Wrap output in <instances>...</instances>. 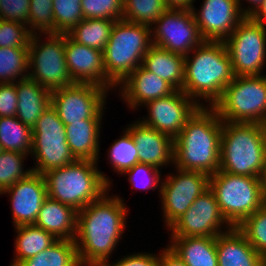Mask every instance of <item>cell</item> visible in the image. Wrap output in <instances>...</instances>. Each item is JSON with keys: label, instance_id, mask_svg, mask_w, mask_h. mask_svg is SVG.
<instances>
[{"label": "cell", "instance_id": "obj_24", "mask_svg": "<svg viewBox=\"0 0 266 266\" xmlns=\"http://www.w3.org/2000/svg\"><path fill=\"white\" fill-rule=\"evenodd\" d=\"M15 83L18 97L16 118L32 128L40 115L51 105V91L30 77Z\"/></svg>", "mask_w": 266, "mask_h": 266}, {"label": "cell", "instance_id": "obj_26", "mask_svg": "<svg viewBox=\"0 0 266 266\" xmlns=\"http://www.w3.org/2000/svg\"><path fill=\"white\" fill-rule=\"evenodd\" d=\"M146 70L166 80L176 90L183 89L185 56L152 45L141 64Z\"/></svg>", "mask_w": 266, "mask_h": 266}, {"label": "cell", "instance_id": "obj_5", "mask_svg": "<svg viewBox=\"0 0 266 266\" xmlns=\"http://www.w3.org/2000/svg\"><path fill=\"white\" fill-rule=\"evenodd\" d=\"M219 170L259 177L266 157V125L223 122Z\"/></svg>", "mask_w": 266, "mask_h": 266}, {"label": "cell", "instance_id": "obj_45", "mask_svg": "<svg viewBox=\"0 0 266 266\" xmlns=\"http://www.w3.org/2000/svg\"><path fill=\"white\" fill-rule=\"evenodd\" d=\"M159 266H187L184 261L169 247L159 255Z\"/></svg>", "mask_w": 266, "mask_h": 266}, {"label": "cell", "instance_id": "obj_7", "mask_svg": "<svg viewBox=\"0 0 266 266\" xmlns=\"http://www.w3.org/2000/svg\"><path fill=\"white\" fill-rule=\"evenodd\" d=\"M212 107L223 122L266 125V76H235Z\"/></svg>", "mask_w": 266, "mask_h": 266}, {"label": "cell", "instance_id": "obj_20", "mask_svg": "<svg viewBox=\"0 0 266 266\" xmlns=\"http://www.w3.org/2000/svg\"><path fill=\"white\" fill-rule=\"evenodd\" d=\"M132 136L138 151L139 163L157 168L173 163L174 140L140 121L126 129Z\"/></svg>", "mask_w": 266, "mask_h": 266}, {"label": "cell", "instance_id": "obj_21", "mask_svg": "<svg viewBox=\"0 0 266 266\" xmlns=\"http://www.w3.org/2000/svg\"><path fill=\"white\" fill-rule=\"evenodd\" d=\"M121 84V96L132 109L151 100L172 94L176 89L166 80L142 65L137 67ZM124 88V89H123ZM138 105V106H137Z\"/></svg>", "mask_w": 266, "mask_h": 266}, {"label": "cell", "instance_id": "obj_41", "mask_svg": "<svg viewBox=\"0 0 266 266\" xmlns=\"http://www.w3.org/2000/svg\"><path fill=\"white\" fill-rule=\"evenodd\" d=\"M129 175V181L133 185V188L135 189H142V190H148V189H157V186L160 182V171L157 167L149 164L144 163H137L134 165L131 169H128L123 174ZM144 174V175H143ZM141 176V177H140ZM146 177L145 180L142 177ZM145 181H142V180ZM140 180V182L138 181ZM146 182V183H145Z\"/></svg>", "mask_w": 266, "mask_h": 266}, {"label": "cell", "instance_id": "obj_29", "mask_svg": "<svg viewBox=\"0 0 266 266\" xmlns=\"http://www.w3.org/2000/svg\"><path fill=\"white\" fill-rule=\"evenodd\" d=\"M115 20L83 19L67 35L75 42L104 51Z\"/></svg>", "mask_w": 266, "mask_h": 266}, {"label": "cell", "instance_id": "obj_23", "mask_svg": "<svg viewBox=\"0 0 266 266\" xmlns=\"http://www.w3.org/2000/svg\"><path fill=\"white\" fill-rule=\"evenodd\" d=\"M76 223V210L47 197L39 210L34 225L51 233L57 239L74 240Z\"/></svg>", "mask_w": 266, "mask_h": 266}, {"label": "cell", "instance_id": "obj_11", "mask_svg": "<svg viewBox=\"0 0 266 266\" xmlns=\"http://www.w3.org/2000/svg\"><path fill=\"white\" fill-rule=\"evenodd\" d=\"M224 42L235 76L262 75L266 58L265 25L245 17Z\"/></svg>", "mask_w": 266, "mask_h": 266}, {"label": "cell", "instance_id": "obj_42", "mask_svg": "<svg viewBox=\"0 0 266 266\" xmlns=\"http://www.w3.org/2000/svg\"><path fill=\"white\" fill-rule=\"evenodd\" d=\"M30 0H0V19L28 24Z\"/></svg>", "mask_w": 266, "mask_h": 266}, {"label": "cell", "instance_id": "obj_46", "mask_svg": "<svg viewBox=\"0 0 266 266\" xmlns=\"http://www.w3.org/2000/svg\"><path fill=\"white\" fill-rule=\"evenodd\" d=\"M168 8L174 9H193L194 0H164Z\"/></svg>", "mask_w": 266, "mask_h": 266}, {"label": "cell", "instance_id": "obj_22", "mask_svg": "<svg viewBox=\"0 0 266 266\" xmlns=\"http://www.w3.org/2000/svg\"><path fill=\"white\" fill-rule=\"evenodd\" d=\"M218 266H263V257L237 229L216 236Z\"/></svg>", "mask_w": 266, "mask_h": 266}, {"label": "cell", "instance_id": "obj_37", "mask_svg": "<svg viewBox=\"0 0 266 266\" xmlns=\"http://www.w3.org/2000/svg\"><path fill=\"white\" fill-rule=\"evenodd\" d=\"M55 33L67 34L84 19L81 0H53Z\"/></svg>", "mask_w": 266, "mask_h": 266}, {"label": "cell", "instance_id": "obj_31", "mask_svg": "<svg viewBox=\"0 0 266 266\" xmlns=\"http://www.w3.org/2000/svg\"><path fill=\"white\" fill-rule=\"evenodd\" d=\"M32 128L23 124L16 116L0 117V150L31 153Z\"/></svg>", "mask_w": 266, "mask_h": 266}, {"label": "cell", "instance_id": "obj_43", "mask_svg": "<svg viewBox=\"0 0 266 266\" xmlns=\"http://www.w3.org/2000/svg\"><path fill=\"white\" fill-rule=\"evenodd\" d=\"M18 97L15 83L0 84V117L16 116Z\"/></svg>", "mask_w": 266, "mask_h": 266}, {"label": "cell", "instance_id": "obj_47", "mask_svg": "<svg viewBox=\"0 0 266 266\" xmlns=\"http://www.w3.org/2000/svg\"><path fill=\"white\" fill-rule=\"evenodd\" d=\"M250 17L254 21L265 25L264 21L266 20V0H263L261 6Z\"/></svg>", "mask_w": 266, "mask_h": 266}, {"label": "cell", "instance_id": "obj_49", "mask_svg": "<svg viewBox=\"0 0 266 266\" xmlns=\"http://www.w3.org/2000/svg\"><path fill=\"white\" fill-rule=\"evenodd\" d=\"M259 178H260V185H261L263 200L266 204V157H265L264 166H263V169H262V172Z\"/></svg>", "mask_w": 266, "mask_h": 266}, {"label": "cell", "instance_id": "obj_6", "mask_svg": "<svg viewBox=\"0 0 266 266\" xmlns=\"http://www.w3.org/2000/svg\"><path fill=\"white\" fill-rule=\"evenodd\" d=\"M152 28L125 19L115 21L103 51L107 79L114 85L122 83L137 67L151 48Z\"/></svg>", "mask_w": 266, "mask_h": 266}, {"label": "cell", "instance_id": "obj_1", "mask_svg": "<svg viewBox=\"0 0 266 266\" xmlns=\"http://www.w3.org/2000/svg\"><path fill=\"white\" fill-rule=\"evenodd\" d=\"M106 194L77 212L74 241L81 266H105L124 233L126 206L121 198Z\"/></svg>", "mask_w": 266, "mask_h": 266}, {"label": "cell", "instance_id": "obj_12", "mask_svg": "<svg viewBox=\"0 0 266 266\" xmlns=\"http://www.w3.org/2000/svg\"><path fill=\"white\" fill-rule=\"evenodd\" d=\"M93 84L75 83L51 91V105L64 125L84 119H101L106 91Z\"/></svg>", "mask_w": 266, "mask_h": 266}, {"label": "cell", "instance_id": "obj_16", "mask_svg": "<svg viewBox=\"0 0 266 266\" xmlns=\"http://www.w3.org/2000/svg\"><path fill=\"white\" fill-rule=\"evenodd\" d=\"M191 100V101H190ZM194 101L182 90L151 100L144 105L148 107V119L140 122L170 136L173 140L180 134L186 121L203 104Z\"/></svg>", "mask_w": 266, "mask_h": 266}, {"label": "cell", "instance_id": "obj_15", "mask_svg": "<svg viewBox=\"0 0 266 266\" xmlns=\"http://www.w3.org/2000/svg\"><path fill=\"white\" fill-rule=\"evenodd\" d=\"M224 222L229 226L227 228H233L223 216L214 192L208 188L169 229L172 231L171 236L216 237L224 233L220 231Z\"/></svg>", "mask_w": 266, "mask_h": 266}, {"label": "cell", "instance_id": "obj_17", "mask_svg": "<svg viewBox=\"0 0 266 266\" xmlns=\"http://www.w3.org/2000/svg\"><path fill=\"white\" fill-rule=\"evenodd\" d=\"M200 9L192 11L204 41L224 42L245 18L238 0H204Z\"/></svg>", "mask_w": 266, "mask_h": 266}, {"label": "cell", "instance_id": "obj_40", "mask_svg": "<svg viewBox=\"0 0 266 266\" xmlns=\"http://www.w3.org/2000/svg\"><path fill=\"white\" fill-rule=\"evenodd\" d=\"M26 28L24 23L0 19V48L28 47L32 33Z\"/></svg>", "mask_w": 266, "mask_h": 266}, {"label": "cell", "instance_id": "obj_27", "mask_svg": "<svg viewBox=\"0 0 266 266\" xmlns=\"http://www.w3.org/2000/svg\"><path fill=\"white\" fill-rule=\"evenodd\" d=\"M173 250L187 266H218L216 237L171 236Z\"/></svg>", "mask_w": 266, "mask_h": 266}, {"label": "cell", "instance_id": "obj_3", "mask_svg": "<svg viewBox=\"0 0 266 266\" xmlns=\"http://www.w3.org/2000/svg\"><path fill=\"white\" fill-rule=\"evenodd\" d=\"M194 51L192 58L185 56L182 91L194 101L203 97L212 107L235 77L230 54L221 41H203Z\"/></svg>", "mask_w": 266, "mask_h": 266}, {"label": "cell", "instance_id": "obj_48", "mask_svg": "<svg viewBox=\"0 0 266 266\" xmlns=\"http://www.w3.org/2000/svg\"><path fill=\"white\" fill-rule=\"evenodd\" d=\"M240 1L241 0H238L239 7L241 6ZM248 1L250 2V4L252 3V5L254 6L251 5V7L253 8H249V9L246 8L245 10H243V15L245 17H250L253 13H255L263 2V0H248Z\"/></svg>", "mask_w": 266, "mask_h": 266}, {"label": "cell", "instance_id": "obj_33", "mask_svg": "<svg viewBox=\"0 0 266 266\" xmlns=\"http://www.w3.org/2000/svg\"><path fill=\"white\" fill-rule=\"evenodd\" d=\"M167 9L164 0H123V19L151 27Z\"/></svg>", "mask_w": 266, "mask_h": 266}, {"label": "cell", "instance_id": "obj_35", "mask_svg": "<svg viewBox=\"0 0 266 266\" xmlns=\"http://www.w3.org/2000/svg\"><path fill=\"white\" fill-rule=\"evenodd\" d=\"M25 155L20 152L0 150V193L33 172L32 169L23 171Z\"/></svg>", "mask_w": 266, "mask_h": 266}, {"label": "cell", "instance_id": "obj_18", "mask_svg": "<svg viewBox=\"0 0 266 266\" xmlns=\"http://www.w3.org/2000/svg\"><path fill=\"white\" fill-rule=\"evenodd\" d=\"M65 59L74 83L93 84L102 88H114L107 79L103 64V52L79 44L65 34Z\"/></svg>", "mask_w": 266, "mask_h": 266}, {"label": "cell", "instance_id": "obj_4", "mask_svg": "<svg viewBox=\"0 0 266 266\" xmlns=\"http://www.w3.org/2000/svg\"><path fill=\"white\" fill-rule=\"evenodd\" d=\"M96 161L75 160L44 173L47 196L71 206L77 212L108 191L109 178L97 169Z\"/></svg>", "mask_w": 266, "mask_h": 266}, {"label": "cell", "instance_id": "obj_32", "mask_svg": "<svg viewBox=\"0 0 266 266\" xmlns=\"http://www.w3.org/2000/svg\"><path fill=\"white\" fill-rule=\"evenodd\" d=\"M29 67L28 47H1L0 48V84L15 83L18 76L20 79L28 77L23 72Z\"/></svg>", "mask_w": 266, "mask_h": 266}, {"label": "cell", "instance_id": "obj_38", "mask_svg": "<svg viewBox=\"0 0 266 266\" xmlns=\"http://www.w3.org/2000/svg\"><path fill=\"white\" fill-rule=\"evenodd\" d=\"M53 0H30L28 24L30 32L55 33ZM31 24V25H30ZM34 31H33V30Z\"/></svg>", "mask_w": 266, "mask_h": 266}, {"label": "cell", "instance_id": "obj_10", "mask_svg": "<svg viewBox=\"0 0 266 266\" xmlns=\"http://www.w3.org/2000/svg\"><path fill=\"white\" fill-rule=\"evenodd\" d=\"M47 35L48 42H42L41 45L38 44L40 40L37 33L31 36L28 52L32 73H28V77L50 91L72 86L75 83L69 74L65 59V34Z\"/></svg>", "mask_w": 266, "mask_h": 266}, {"label": "cell", "instance_id": "obj_25", "mask_svg": "<svg viewBox=\"0 0 266 266\" xmlns=\"http://www.w3.org/2000/svg\"><path fill=\"white\" fill-rule=\"evenodd\" d=\"M101 119H84L65 126L67 144L75 160L98 161Z\"/></svg>", "mask_w": 266, "mask_h": 266}, {"label": "cell", "instance_id": "obj_14", "mask_svg": "<svg viewBox=\"0 0 266 266\" xmlns=\"http://www.w3.org/2000/svg\"><path fill=\"white\" fill-rule=\"evenodd\" d=\"M177 172L176 176H168L159 188L163 216L168 228L209 188L208 174L180 169Z\"/></svg>", "mask_w": 266, "mask_h": 266}, {"label": "cell", "instance_id": "obj_36", "mask_svg": "<svg viewBox=\"0 0 266 266\" xmlns=\"http://www.w3.org/2000/svg\"><path fill=\"white\" fill-rule=\"evenodd\" d=\"M124 133L109 149L110 164L121 174L139 163L138 151L133 138L127 130Z\"/></svg>", "mask_w": 266, "mask_h": 266}, {"label": "cell", "instance_id": "obj_9", "mask_svg": "<svg viewBox=\"0 0 266 266\" xmlns=\"http://www.w3.org/2000/svg\"><path fill=\"white\" fill-rule=\"evenodd\" d=\"M32 150L36 158L33 172L44 174L75 161L67 144L66 129L56 109L50 105L32 127Z\"/></svg>", "mask_w": 266, "mask_h": 266}, {"label": "cell", "instance_id": "obj_8", "mask_svg": "<svg viewBox=\"0 0 266 266\" xmlns=\"http://www.w3.org/2000/svg\"><path fill=\"white\" fill-rule=\"evenodd\" d=\"M209 188L214 192L223 216L233 227L265 204L259 177L218 170L209 176Z\"/></svg>", "mask_w": 266, "mask_h": 266}, {"label": "cell", "instance_id": "obj_28", "mask_svg": "<svg viewBox=\"0 0 266 266\" xmlns=\"http://www.w3.org/2000/svg\"><path fill=\"white\" fill-rule=\"evenodd\" d=\"M15 229L18 232L14 243L17 256L10 266H19L24 260L39 254L57 240L51 233L34 224L16 226Z\"/></svg>", "mask_w": 266, "mask_h": 266}, {"label": "cell", "instance_id": "obj_19", "mask_svg": "<svg viewBox=\"0 0 266 266\" xmlns=\"http://www.w3.org/2000/svg\"><path fill=\"white\" fill-rule=\"evenodd\" d=\"M4 193L11 194L15 227L34 224L44 200L48 197L44 175L36 172H31L0 194Z\"/></svg>", "mask_w": 266, "mask_h": 266}, {"label": "cell", "instance_id": "obj_13", "mask_svg": "<svg viewBox=\"0 0 266 266\" xmlns=\"http://www.w3.org/2000/svg\"><path fill=\"white\" fill-rule=\"evenodd\" d=\"M156 23L152 44L170 52L186 56L204 41L192 10L168 8Z\"/></svg>", "mask_w": 266, "mask_h": 266}, {"label": "cell", "instance_id": "obj_34", "mask_svg": "<svg viewBox=\"0 0 266 266\" xmlns=\"http://www.w3.org/2000/svg\"><path fill=\"white\" fill-rule=\"evenodd\" d=\"M237 229L262 257L266 255V204L245 218Z\"/></svg>", "mask_w": 266, "mask_h": 266}, {"label": "cell", "instance_id": "obj_30", "mask_svg": "<svg viewBox=\"0 0 266 266\" xmlns=\"http://www.w3.org/2000/svg\"><path fill=\"white\" fill-rule=\"evenodd\" d=\"M19 266H81L74 240L57 239L48 248Z\"/></svg>", "mask_w": 266, "mask_h": 266}, {"label": "cell", "instance_id": "obj_50", "mask_svg": "<svg viewBox=\"0 0 266 266\" xmlns=\"http://www.w3.org/2000/svg\"><path fill=\"white\" fill-rule=\"evenodd\" d=\"M263 266H266V255L263 256Z\"/></svg>", "mask_w": 266, "mask_h": 266}, {"label": "cell", "instance_id": "obj_2", "mask_svg": "<svg viewBox=\"0 0 266 266\" xmlns=\"http://www.w3.org/2000/svg\"><path fill=\"white\" fill-rule=\"evenodd\" d=\"M209 108L200 106L174 139L173 164L177 169L209 176L219 170L223 121L213 107Z\"/></svg>", "mask_w": 266, "mask_h": 266}, {"label": "cell", "instance_id": "obj_44", "mask_svg": "<svg viewBox=\"0 0 266 266\" xmlns=\"http://www.w3.org/2000/svg\"><path fill=\"white\" fill-rule=\"evenodd\" d=\"M105 266H159V255L156 257L153 254H133L130 256H125L120 261L118 260L116 263L112 265L107 262Z\"/></svg>", "mask_w": 266, "mask_h": 266}, {"label": "cell", "instance_id": "obj_39", "mask_svg": "<svg viewBox=\"0 0 266 266\" xmlns=\"http://www.w3.org/2000/svg\"><path fill=\"white\" fill-rule=\"evenodd\" d=\"M84 19H123V0H81Z\"/></svg>", "mask_w": 266, "mask_h": 266}]
</instances>
